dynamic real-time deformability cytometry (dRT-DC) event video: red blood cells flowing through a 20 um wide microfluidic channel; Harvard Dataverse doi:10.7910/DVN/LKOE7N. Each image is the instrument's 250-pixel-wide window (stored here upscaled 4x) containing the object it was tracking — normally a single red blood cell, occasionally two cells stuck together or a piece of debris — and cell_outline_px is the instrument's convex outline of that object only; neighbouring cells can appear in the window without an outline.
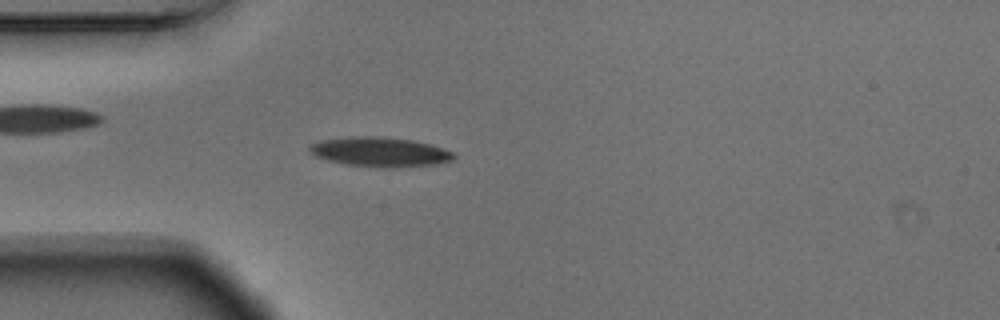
{"species": "Egyptian fruit bat (a non-hibernating species)", "species_latin": "Rousettus aegyptiacus", "temperature_condition": "warm", "stored_images_in_passage": 53, "camera_frame_rate_fps": 3000, "um_per_image_px": 0.085, "animal": {"sex": "male"}, "frame": {"image": 1, "passage_image": 14, "time_ms": 4.333, "image_size_px": [1000, 320], "cell_outline_px": [[456, 156], [452, 160], [436, 164], [396, 168], [380, 168], [344, 164], [328, 160], [316, 156], [308, 148], [312, 144], [320, 140], [352, 136], [380, 136], [412, 140], [432, 144], [452, 152]], "centroid_in_image_um": [32.32, 12.92], "position_along_channel_um": 52.7, "area_um2": 24.97}}
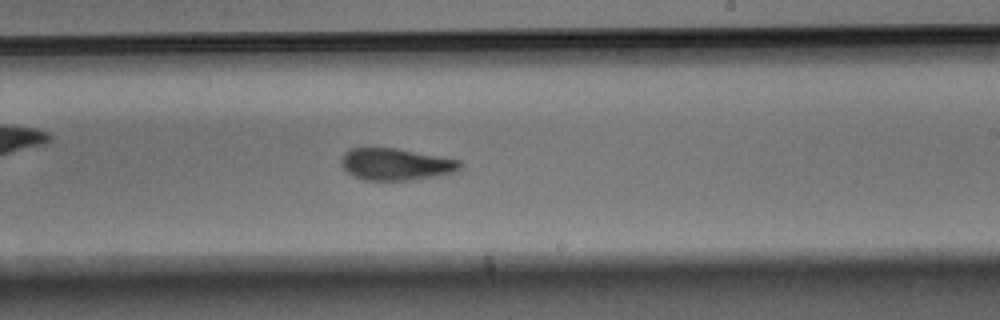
{"frame": {"image": 2, "passage_image": 31, "time_ms": 10.0, "image_size_px": [1000, 320], "cell_outline_px": [[460, 172], [440, 176], [412, 180], [364, 180], [352, 176], [340, 164], [340, 160], [344, 152], [348, 148], [396, 148], [440, 156], [460, 160]], "centroid_in_image_um": [33.66, 13.97], "position_along_channel_um": 255.3, "area_um2": 22.43}}
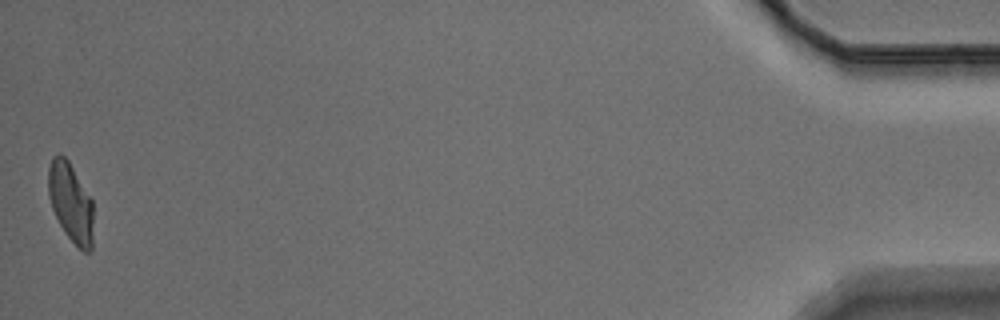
{"frame": {"image": 3, "passage_image": 53, "time_ms": 17.333, "image_size_px": [1000, 320], "cell_outline_px": [[92, 252], [84, 252], [64, 232], [52, 208], [48, 196], [48, 168], [52, 156], [56, 152], [60, 152], [68, 160], [92, 200]], "centroid_in_image_um": [5.99, 17.17], "position_along_channel_um": 429.2, "area_um2": 20.69}, "authors_computed_cell_mechanics": {"area_um2": 22.4842, "velocity_mm_per_s": 3.6854, "shape_relaxation_time_tau1_ms": 5.0502, "shape_relaxation_time_tau2_ms": 3.6356, "deformation_change_tau1": 0.1702, "deformation_change_tau2": 0.1065}}